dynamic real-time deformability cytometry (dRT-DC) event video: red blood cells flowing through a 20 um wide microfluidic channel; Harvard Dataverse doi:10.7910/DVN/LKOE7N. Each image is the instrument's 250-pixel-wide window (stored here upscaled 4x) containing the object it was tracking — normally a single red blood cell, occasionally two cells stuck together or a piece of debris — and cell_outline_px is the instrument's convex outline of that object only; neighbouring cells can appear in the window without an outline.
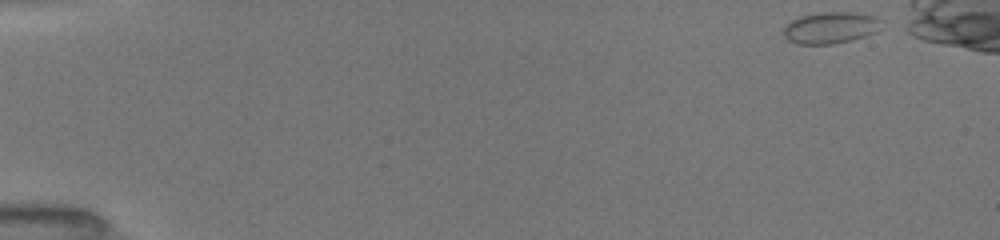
{"species": "common noctule bat (a hibernating species)", "species_latin": "Nyctalus noctula", "temperature_condition": "room temperature", "stored_images_in_passage": 44, "camera_frame_rate_fps": 3000, "um_per_image_px": 0.085, "animal": {"sex": "female", "body_mass_g": 19.5, "forearm_length_mm": 54.1}, "frame": {"image": 1, "passage_image": 1, "time_ms": 0.0, "image_size_px": [1000, 240], "cell_outline_px": [[884, 20], [876, 32], [864, 36], [832, 44], [796, 44], [788, 40], [784, 36], [784, 24], [800, 16], [820, 12], [852, 12], [876, 16]], "centroid_in_image_um": [70.59, 2.34], "position_along_channel_um": 14.4, "area_um2": 18.09}}
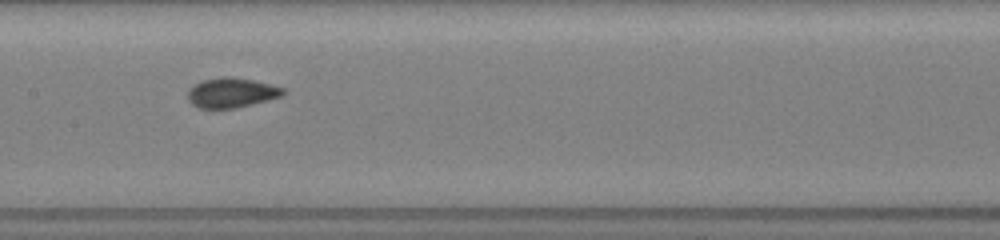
{"frame": {"image": 2, "passage_image": 24, "time_ms": 7.667, "image_size_px": [1000, 240], "cell_outline_px": [[284, 92], [280, 96], [268, 100], [236, 108], [200, 108], [192, 104], [188, 100], [188, 88], [204, 80], [220, 76], [224, 76], [252, 80], [284, 88]], "centroid_in_image_um": [19.64, 7.88], "position_along_channel_um": 187.8, "area_um2": 16.3}}
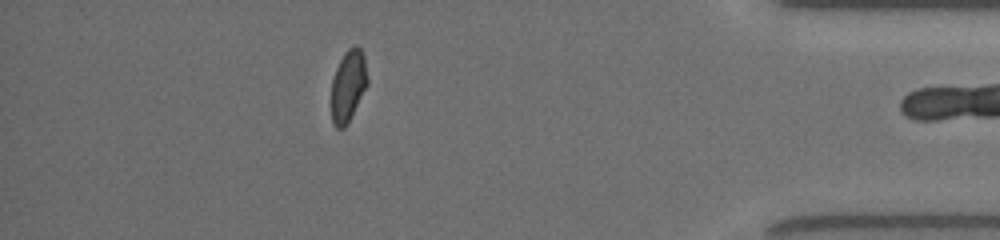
{"frame": {"image": 3, "passage_image": 43, "time_ms": 14.0, "image_size_px": [1000, 240], "cell_outline_px": [[368, 84], [344, 128], [336, 128], [332, 120], [332, 80], [336, 68], [344, 52], [348, 48], [356, 44], [360, 48], [364, 56], [368, 76]], "centroid_in_image_um": [29.61, 7.24], "position_along_channel_um": 405.6, "area_um2": 14.91}}